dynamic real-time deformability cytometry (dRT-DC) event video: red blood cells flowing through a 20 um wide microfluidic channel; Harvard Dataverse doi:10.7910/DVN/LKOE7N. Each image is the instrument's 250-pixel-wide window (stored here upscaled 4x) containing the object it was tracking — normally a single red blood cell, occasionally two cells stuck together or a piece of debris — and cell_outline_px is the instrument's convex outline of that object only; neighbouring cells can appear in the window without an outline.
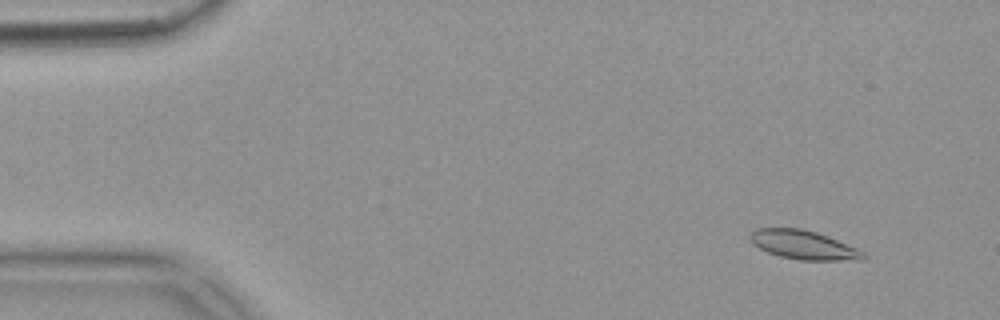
{"species": "common noctule bat (a hibernating species)", "species_latin": "Nyctalus noctula", "temperature_condition": "warm", "stored_images_in_passage": 53, "camera_frame_rate_fps": 3000, "um_per_image_px": 0.085, "animal": {"sex": "female", "body_mass_g": 18.4}, "frame": {"image": 1, "passage_image": 5, "time_ms": 1.333, "image_size_px": [1000, 320], "cell_outline_px": [[868, 256], [864, 260], [800, 260], [780, 256], [768, 252], [752, 244], [748, 240], [748, 236], [756, 228], [800, 228], [816, 232], [828, 236], [856, 248], [864, 252]], "centroid_in_image_um": [68.29, 20.82], "position_along_channel_um": 16.7, "area_um2": 19.13}}
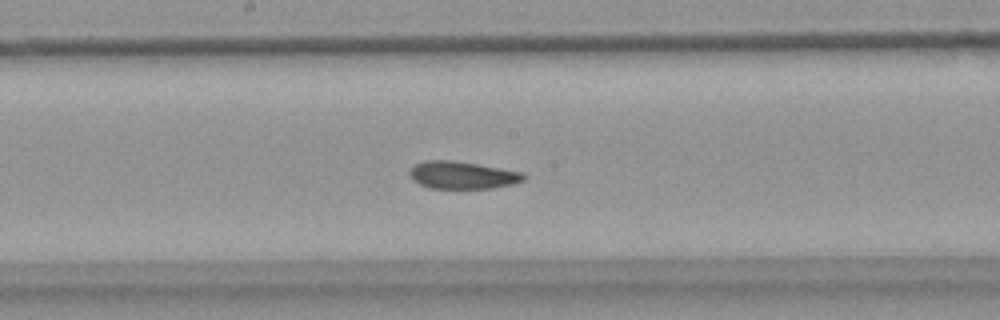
{"frame": {"image": 2, "passage_image": 28, "time_ms": 9.0, "image_size_px": [1000, 320], "cell_outline_px": [[528, 176], [524, 180], [512, 184], [492, 188], [428, 188], [412, 180], [408, 172], [416, 164], [424, 160], [452, 160], [524, 172]], "centroid_in_image_um": [39.31, 14.88], "position_along_channel_um": 208.9, "area_um2": 18.26}}
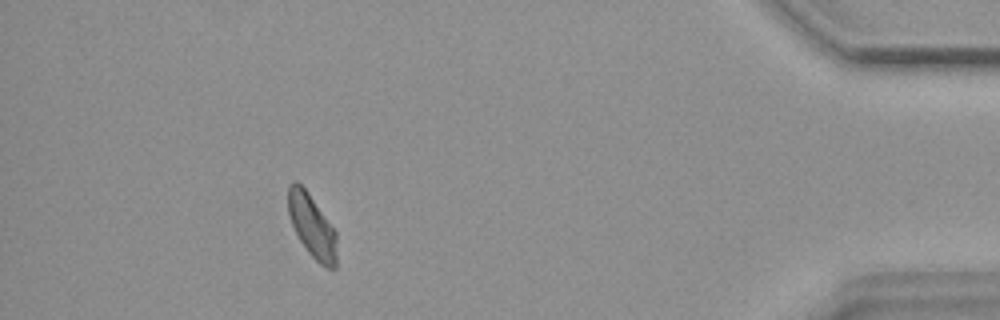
{"frame": {"image": 3, "passage_image": 48, "time_ms": 15.667, "image_size_px": [1000, 320], "cell_outline_px": [[336, 268], [328, 268], [320, 264], [308, 252], [300, 240], [292, 224], [288, 212], [288, 184], [292, 180], [296, 180], [308, 192], [336, 232]], "centroid_in_image_um": [26.5, 19.19], "position_along_channel_um": 408.7, "area_um2": 17.69}, "authors_computed_cell_mechanics": {"area_um2": 18.6116, "velocity_mm_per_s": 3.8228, "shape_relaxation_time_tau1_ms": null, "shape_relaxation_time_tau2_ms": 3.107, "deformation_change_tau1": null, "deformation_change_tau2": 0.0643}}